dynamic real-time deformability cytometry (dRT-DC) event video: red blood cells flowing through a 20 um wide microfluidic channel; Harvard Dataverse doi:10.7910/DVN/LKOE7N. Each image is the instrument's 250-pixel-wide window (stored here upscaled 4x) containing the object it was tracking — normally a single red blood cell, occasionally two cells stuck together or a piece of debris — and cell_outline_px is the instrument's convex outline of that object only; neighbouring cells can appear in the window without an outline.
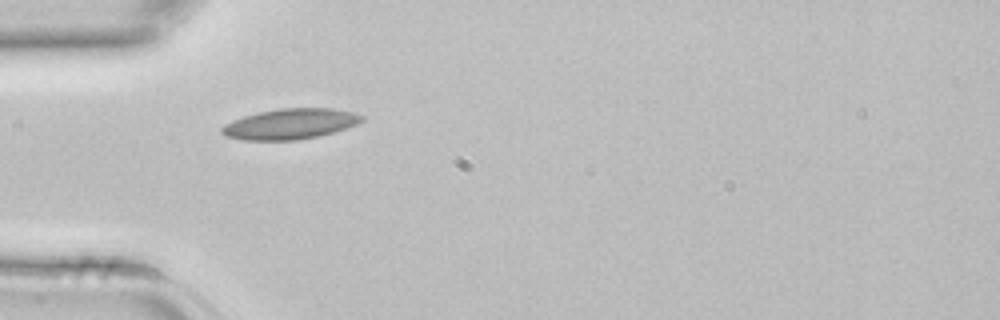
{"species": "common noctule bat (a hibernating species)", "species_latin": "Nyctalus noctula", "temperature_condition": "room temperature", "stored_images_in_passage": 4, "camera_frame_rate_fps": 3000, "um_per_image_px": 0.085, "animal": {"sex": "female", "body_mass_g": 22.7, "forearm_length_mm": 54.2}, "frame": {"image": 1, "passage_image": 4, "time_ms": 1.0, "image_size_px": [1000, 320], "cell_outline_px": [[364, 120], [356, 124], [320, 136], [296, 140], [244, 140], [228, 136], [220, 132], [220, 128], [224, 124], [232, 120], [244, 116], [260, 112], [280, 108], [332, 108], [352, 112], [364, 116]], "centroid_in_image_um": [24.65, 10.53], "position_along_channel_um": 60.3, "area_um2": 24.74}}